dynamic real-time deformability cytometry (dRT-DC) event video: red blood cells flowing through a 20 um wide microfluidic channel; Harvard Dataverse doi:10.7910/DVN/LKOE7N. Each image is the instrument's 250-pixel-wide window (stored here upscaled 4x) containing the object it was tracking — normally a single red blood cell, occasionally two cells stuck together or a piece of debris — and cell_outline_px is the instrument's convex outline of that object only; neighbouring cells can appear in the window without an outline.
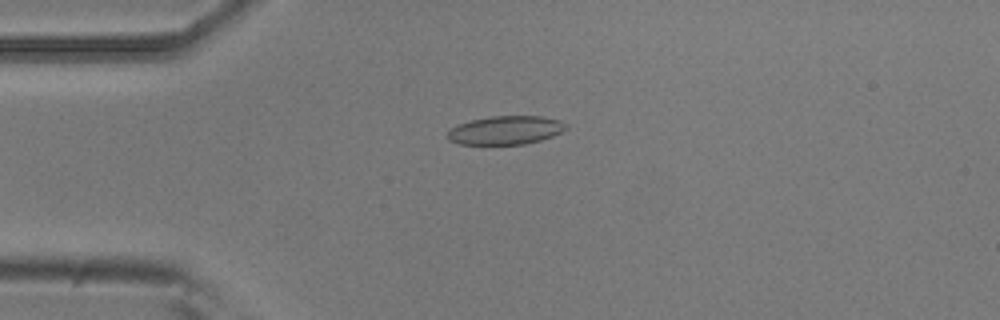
{"species": "common noctule bat (a hibernating species)", "species_latin": "Nyctalus noctula", "temperature_condition": "room temperature", "stored_images_in_passage": 47, "camera_frame_rate_fps": 3000, "um_per_image_px": 0.085, "animal": {"sex": "male", "body_mass_g": 20.5, "forearm_length_mm": 52.5}, "frame": {"image": 1, "passage_image": 6, "time_ms": 1.667, "image_size_px": [1000, 320], "cell_outline_px": [[568, 128], [552, 136], [540, 140], [524, 144], [460, 144], [448, 140], [448, 132], [452, 128], [460, 124], [472, 120], [492, 116], [540, 116], [560, 120], [568, 124]], "centroid_in_image_um": [43.01, 11.06], "position_along_channel_um": 42.0, "area_um2": 19.54}}
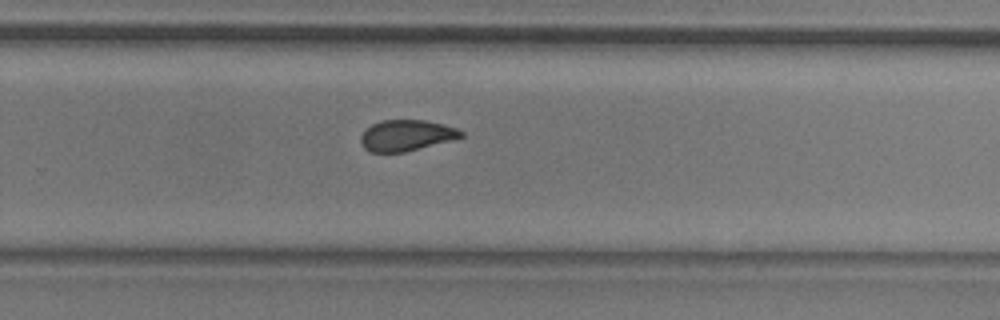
{"frame": {"image": 2, "passage_image": 28, "time_ms": 9.0, "image_size_px": [1000, 320], "cell_outline_px": [[464, 136], [404, 152], [372, 152], [364, 148], [360, 140], [360, 136], [372, 124], [380, 120], [424, 120], [444, 124], [456, 128], [464, 132]], "centroid_in_image_um": [34.52, 11.5], "position_along_channel_um": 295.3, "area_um2": 17.86}}
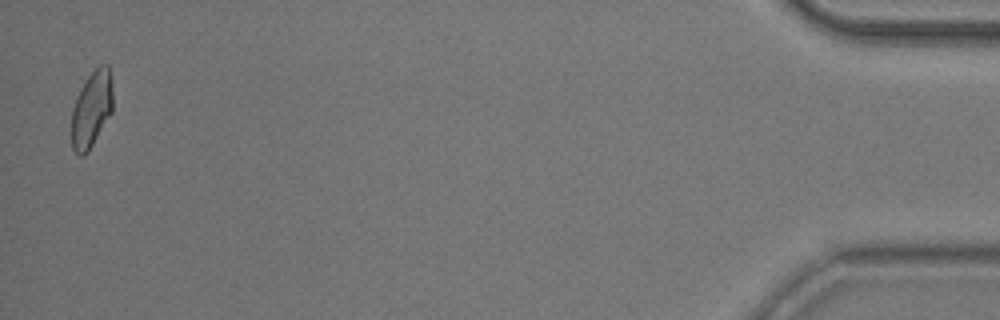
{"frame": {"image": 3, "passage_image": 46, "time_ms": 15.0, "image_size_px": [1000, 320], "cell_outline_px": [[112, 112], [88, 152], [84, 156], [80, 156], [72, 148], [72, 108], [84, 80], [100, 64], [108, 64], [112, 84]], "centroid_in_image_um": [7.79, 9.28], "position_along_channel_um": 427.4, "area_um2": 18.32}, "authors_computed_cell_mechanics": {"area_um2": 19.0162, "velocity_mm_per_s": 3.7336, "shape_relaxation_time_tau1_ms": 7.2544, "shape_relaxation_time_tau2_ms": 1.7467, "deformation_change_tau1": 0.1549, "deformation_change_tau2": 0.0508}}